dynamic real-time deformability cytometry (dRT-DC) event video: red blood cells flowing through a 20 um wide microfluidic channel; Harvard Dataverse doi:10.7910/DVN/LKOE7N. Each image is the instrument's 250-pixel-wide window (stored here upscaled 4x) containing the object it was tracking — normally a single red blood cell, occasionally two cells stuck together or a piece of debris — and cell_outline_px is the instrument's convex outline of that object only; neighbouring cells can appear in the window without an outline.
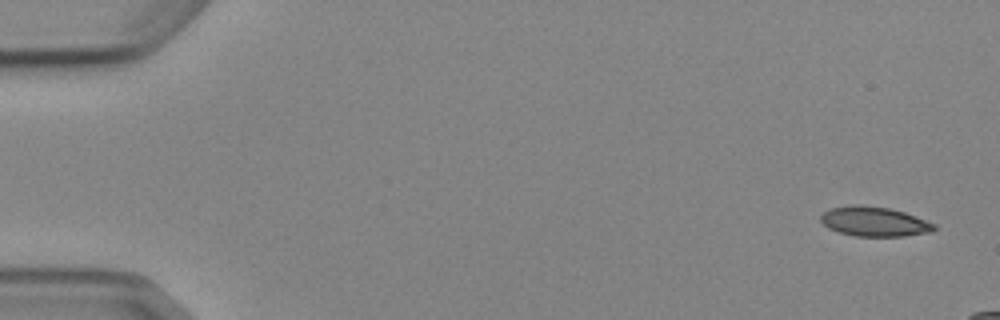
{"species": "Egyptian fruit bat (a non-hibernating species)", "species_latin": "Rousettus aegyptiacus", "temperature_condition": "cold", "stored_images_in_passage": 4, "camera_frame_rate_fps": 3000, "um_per_image_px": 0.085, "animal": {"sex": "female"}, "frame": {"image": 1, "passage_image": 1, "time_ms": 0.0, "image_size_px": [1000, 320], "cell_outline_px": [[936, 228], [932, 232], [904, 236], [856, 236], [840, 232], [828, 228], [820, 220], [820, 216], [824, 212], [832, 208], [856, 204], [860, 204], [888, 208], [904, 212], [936, 224]], "centroid_in_image_um": [74.33, 18.83], "position_along_channel_um": 10.7, "area_um2": 19.48}}